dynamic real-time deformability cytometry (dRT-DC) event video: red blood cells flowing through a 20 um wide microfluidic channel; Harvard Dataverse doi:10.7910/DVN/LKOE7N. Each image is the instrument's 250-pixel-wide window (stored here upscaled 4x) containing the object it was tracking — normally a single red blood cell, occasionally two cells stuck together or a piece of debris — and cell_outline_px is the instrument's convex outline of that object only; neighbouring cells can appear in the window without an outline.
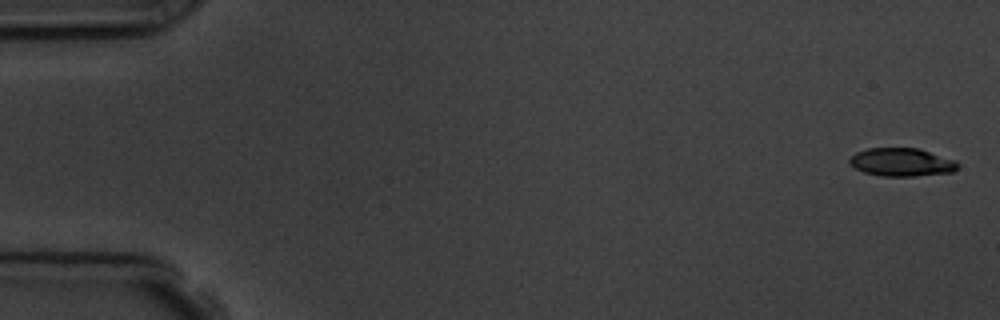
{"species": "common noctule bat (a hibernating species)", "species_latin": "Nyctalus noctula", "temperature_condition": "room temperature", "stored_images_in_passage": 6, "camera_frame_rate_fps": 3000, "um_per_image_px": 0.085, "animal": {"sex": "male", "body_mass_g": 19.5, "forearm_length_mm": 54.6}, "frame": {"image": 1, "passage_image": 1, "time_ms": 0.0, "image_size_px": [1000, 320], "cell_outline_px": [[960, 164], [952, 172], [916, 176], [880, 176], [864, 172], [856, 168], [848, 160], [856, 152], [868, 148], [920, 148], [956, 160]], "centroid_in_image_um": [76.67, 13.78], "position_along_channel_um": 8.3, "area_um2": 17.8}}